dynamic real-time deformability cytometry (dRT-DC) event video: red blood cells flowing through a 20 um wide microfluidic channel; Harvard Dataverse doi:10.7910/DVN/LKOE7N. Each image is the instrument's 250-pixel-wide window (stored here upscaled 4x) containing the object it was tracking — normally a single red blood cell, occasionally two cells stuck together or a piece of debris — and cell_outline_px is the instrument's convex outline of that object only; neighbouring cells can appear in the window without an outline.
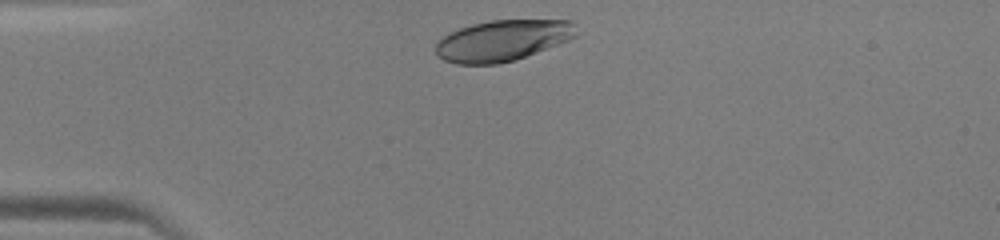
{"species": "human", "species_latin": "Homo sapiens", "temperature_condition": "warm", "stored_images_in_passage": 29, "camera_frame_rate_fps": 3000, "um_per_image_px": 0.085, "donor": {"sex": "male"}, "frame": {"image": 1, "passage_image": 2, "time_ms": 0.333, "image_size_px": [1000, 240], "cell_outline_px": [[576, 36], [568, 40], [516, 60], [496, 64], [456, 64], [444, 60], [436, 56], [436, 44], [444, 36], [460, 28], [472, 24], [492, 20], [572, 20]], "centroid_in_image_um": [42.7, 3.45], "position_along_channel_um": 42.3, "area_um2": 33.35}}
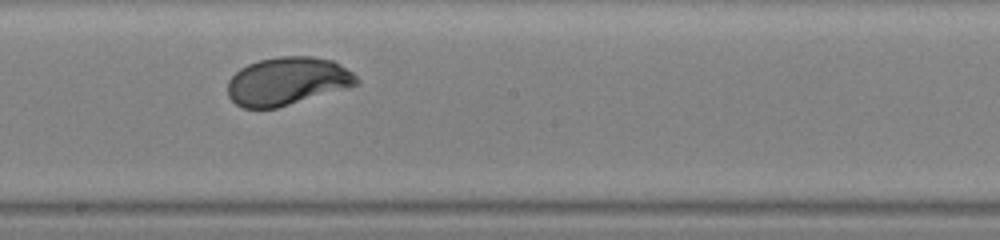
{"frame": {"image": 2, "passage_image": 17, "time_ms": 5.333, "image_size_px": [1000, 240], "cell_outline_px": [[360, 84], [348, 88], [276, 108], [244, 108], [236, 104], [228, 96], [228, 80], [240, 68], [248, 64], [260, 60], [280, 56], [312, 56], [332, 60], [340, 64], [352, 72], [360, 80]], "centroid_in_image_um": [24.44, 6.9], "position_along_channel_um": 223.8, "area_um2": 36.13}}
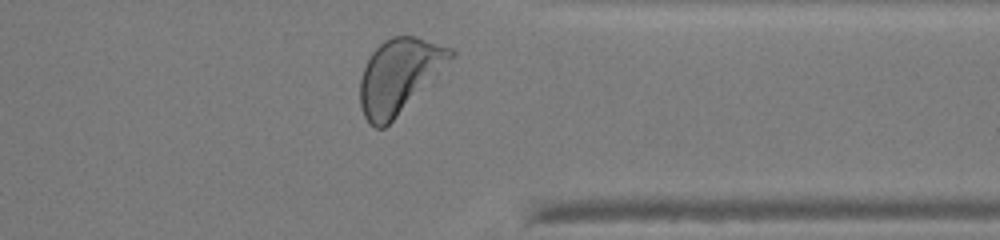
{"frame": {"image": 3, "passage_image": 28, "time_ms": 9.0, "image_size_px": [1000, 240], "cell_outline_px": [[456, 56], [384, 128], [376, 128], [364, 116], [360, 104], [360, 80], [364, 68], [372, 52], [384, 40], [392, 36], [416, 36], [452, 48], [456, 52]], "centroid_in_image_um": [33.94, 6.41], "position_along_channel_um": 377.5, "area_um2": 38.61}}